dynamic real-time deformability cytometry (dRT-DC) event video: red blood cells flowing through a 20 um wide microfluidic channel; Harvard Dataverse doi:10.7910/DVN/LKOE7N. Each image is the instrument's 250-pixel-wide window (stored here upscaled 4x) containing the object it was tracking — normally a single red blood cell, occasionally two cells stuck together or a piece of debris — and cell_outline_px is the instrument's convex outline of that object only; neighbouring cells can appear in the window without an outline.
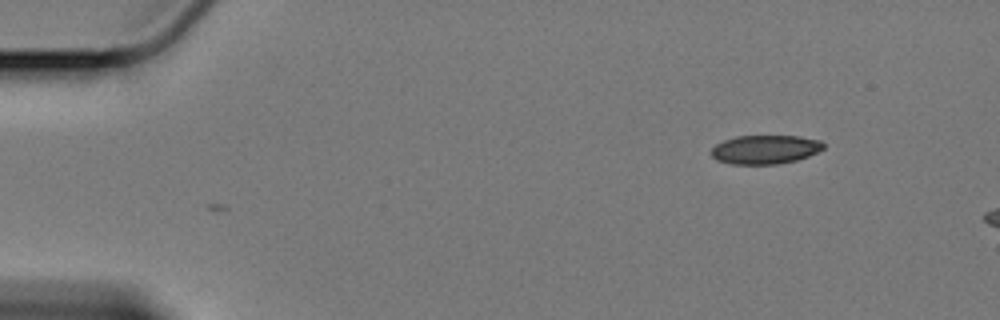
{"species": "Egyptian fruit bat (a non-hibernating species)", "species_latin": "Rousettus aegyptiacus", "temperature_condition": "cold", "stored_images_in_passage": 9, "camera_frame_rate_fps": 3000, "um_per_image_px": 0.085, "animal": {"sex": "female"}, "frame": {"image": 1, "passage_image": 9, "time_ms": 2.667, "image_size_px": [1000, 320], "cell_outline_px": [[824, 148], [808, 156], [796, 160], [776, 164], [732, 164], [716, 160], [712, 156], [712, 148], [716, 144], [724, 140], [736, 136], [800, 136], [820, 140], [824, 144]], "centroid_in_image_um": [65.03, 12.7], "position_along_channel_um": 20.0, "area_um2": 18.79}}